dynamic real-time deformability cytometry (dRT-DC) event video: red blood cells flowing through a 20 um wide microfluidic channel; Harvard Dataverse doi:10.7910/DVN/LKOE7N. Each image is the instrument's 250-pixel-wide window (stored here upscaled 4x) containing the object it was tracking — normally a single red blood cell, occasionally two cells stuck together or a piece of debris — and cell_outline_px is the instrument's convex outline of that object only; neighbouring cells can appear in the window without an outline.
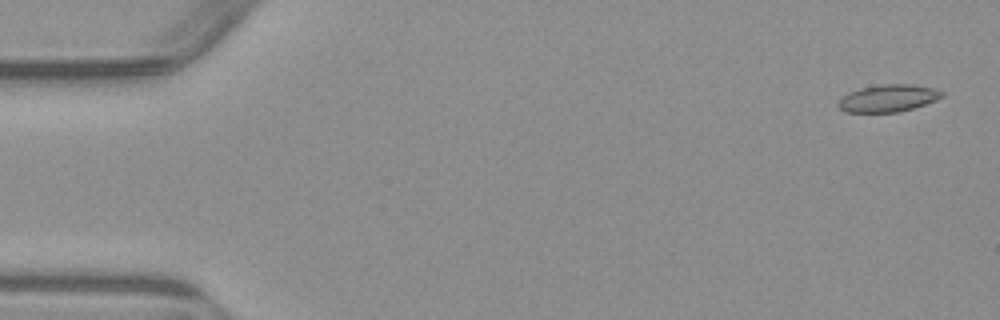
{"species": "common noctule bat (a hibernating species)", "species_latin": "Nyctalus noctula", "temperature_condition": "warm", "stored_images_in_passage": 3, "camera_frame_rate_fps": 3000, "um_per_image_px": 0.085, "animal": {"sex": "male", "body_mass_g": 23.1, "forearm_length_mm": 52.7}, "frame": {"image": 1, "passage_image": 1, "time_ms": 0.0, "image_size_px": [1000, 320], "cell_outline_px": [[944, 96], [936, 100], [912, 108], [896, 112], [848, 112], [840, 108], [836, 104], [848, 92], [860, 88], [880, 84], [912, 84], [932, 88], [944, 92]], "centroid_in_image_um": [75.49, 8.34], "position_along_channel_um": 9.5, "area_um2": 16.3}}